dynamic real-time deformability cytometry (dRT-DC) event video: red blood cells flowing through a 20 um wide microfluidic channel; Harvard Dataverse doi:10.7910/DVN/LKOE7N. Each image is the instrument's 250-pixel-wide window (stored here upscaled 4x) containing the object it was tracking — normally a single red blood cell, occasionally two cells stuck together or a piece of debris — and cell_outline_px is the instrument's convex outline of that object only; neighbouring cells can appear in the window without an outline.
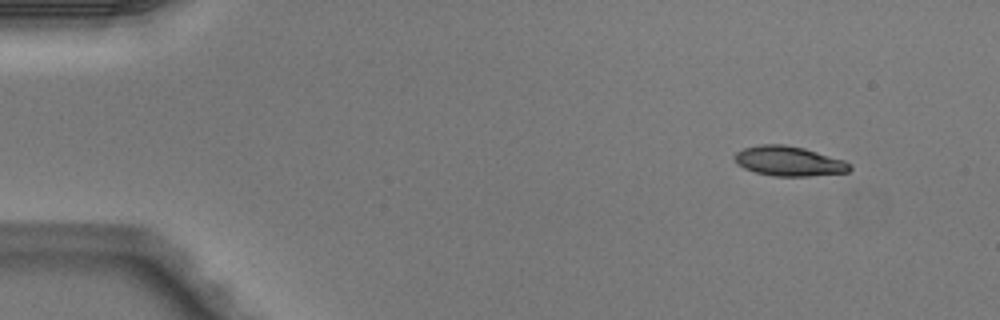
{"species": "Egyptian fruit bat (a non-hibernating species)", "species_latin": "Rousettus aegyptiacus", "temperature_condition": "warm", "stored_images_in_passage": 4, "camera_frame_rate_fps": 3000, "um_per_image_px": 0.085, "animal": {"sex": "male"}, "frame": {"image": 1, "passage_image": 1, "time_ms": 0.0, "image_size_px": [1000, 320], "cell_outline_px": [[852, 168], [848, 172], [808, 176], [776, 176], [756, 172], [744, 168], [732, 156], [736, 152], [744, 148], [760, 144], [784, 144], [804, 148], [844, 160], [852, 164]], "centroid_in_image_um": [67.08, 13.69], "position_along_channel_um": 17.9, "area_um2": 19.88}}
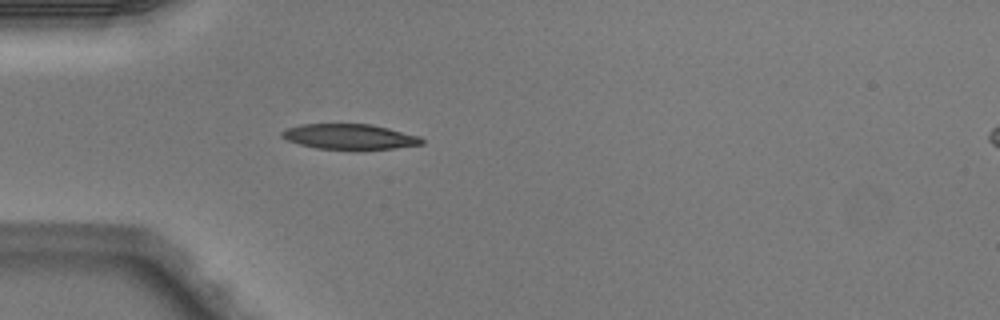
{"frame": {"image": 2, "passage_image": 4, "time_ms": 1.0, "image_size_px": [1000, 320], "cell_outline_px": [[424, 144], [396, 148], [360, 152], [352, 152], [316, 148], [300, 144], [288, 140], [280, 136], [280, 132], [288, 128], [300, 124], [372, 124], [420, 136], [424, 140]], "centroid_in_image_um": [29.75, 11.66], "position_along_channel_um": 55.2, "area_um2": 21.5}}